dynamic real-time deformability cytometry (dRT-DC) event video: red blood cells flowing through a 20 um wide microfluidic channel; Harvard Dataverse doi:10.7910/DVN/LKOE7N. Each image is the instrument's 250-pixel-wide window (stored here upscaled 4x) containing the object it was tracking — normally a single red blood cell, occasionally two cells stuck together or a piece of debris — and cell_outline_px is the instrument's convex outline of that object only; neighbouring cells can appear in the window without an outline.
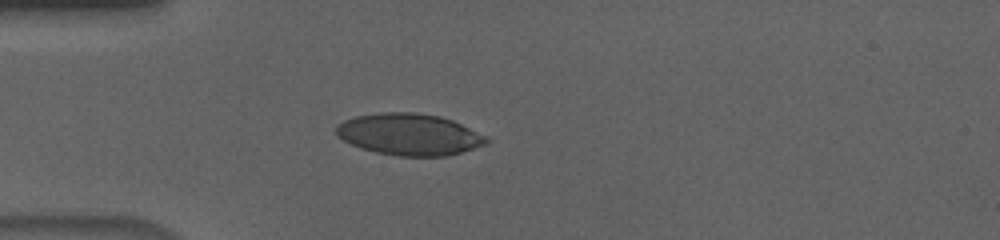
{"species": "human", "species_latin": "Homo sapiens", "temperature_condition": "cold", "stored_images_in_passage": 41, "camera_frame_rate_fps": 3000, "um_per_image_px": 0.085, "donor": {"sex": "male"}, "frame": {"image": 1, "passage_image": 1, "time_ms": 0.0, "image_size_px": [1000, 240], "cell_outline_px": [[488, 144], [448, 156], [396, 156], [376, 152], [360, 148], [336, 136], [336, 124], [344, 120], [356, 116], [384, 112], [412, 112], [440, 116], [452, 120], [488, 136]], "centroid_in_image_um": [34.8, 11.43], "position_along_channel_um": 50.2, "area_um2": 36.59}}
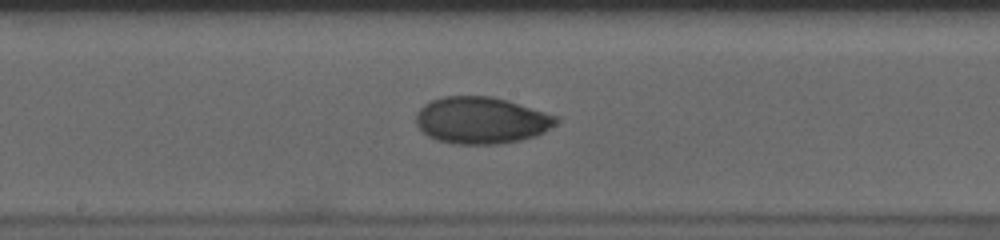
{"frame": {"image": 2, "passage_image": 15, "time_ms": 4.667, "image_size_px": [1000, 240], "cell_outline_px": [[560, 120], [556, 124], [544, 132], [536, 136], [520, 140], [500, 144], [452, 144], [436, 140], [428, 136], [416, 124], [416, 112], [424, 104], [432, 100], [444, 96], [492, 96], [560, 116]], "centroid_in_image_um": [40.93, 10.23], "position_along_channel_um": 207.3, "area_um2": 38.44}}
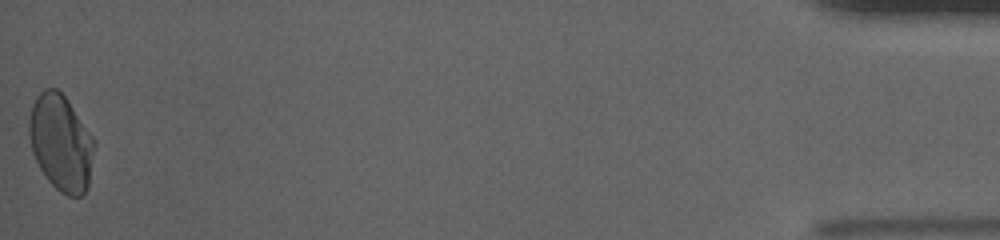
{"frame": {"image": 3, "passage_image": 41, "time_ms": 13.333, "image_size_px": [1000, 240], "cell_outline_px": [[96, 144], [88, 188], [80, 196], [68, 196], [60, 192], [48, 180], [40, 168], [32, 152], [28, 136], [28, 120], [32, 104], [36, 96], [44, 88], [56, 88], [68, 100], [96, 140]], "centroid_in_image_um": [5.19, 12.12], "position_along_channel_um": 430.0, "area_um2": 36.99}, "authors_computed_cell_mechanics": {"area_um2": 36.9342, "velocity_mm_per_s": 3.6589, "shape_relaxation_time_tau1_ms": 6.9105, "shape_relaxation_time_tau2_ms": 2.0132, "deformation_change_tau1": 0.1602, "deformation_change_tau2": 0.0395}}